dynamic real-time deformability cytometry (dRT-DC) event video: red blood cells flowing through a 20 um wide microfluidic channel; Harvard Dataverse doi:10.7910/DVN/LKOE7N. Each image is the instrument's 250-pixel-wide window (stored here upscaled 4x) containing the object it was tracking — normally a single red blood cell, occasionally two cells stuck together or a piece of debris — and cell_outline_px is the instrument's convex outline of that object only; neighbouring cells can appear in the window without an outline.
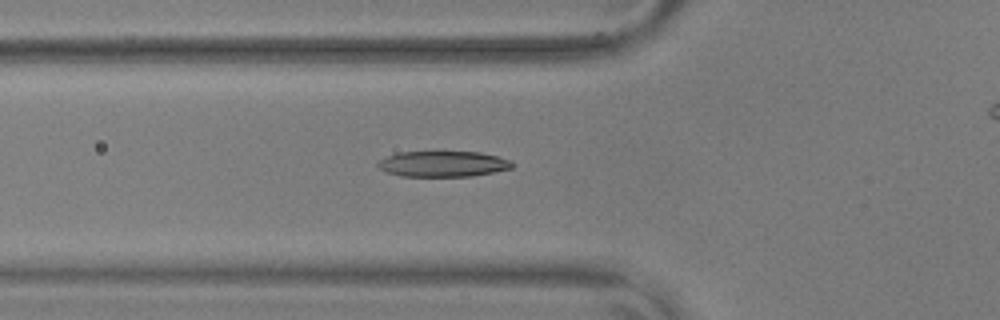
{"species": "common noctule bat (a hibernating species)", "species_latin": "Nyctalus noctula", "temperature_condition": "warm", "stored_images_in_passage": 37, "camera_frame_rate_fps": 3000, "um_per_image_px": 0.085, "animal": {"sex": "male", "body_mass_g": 17.9, "forearm_length_mm": 54.2}, "frame": {"image": 1, "passage_image": 9, "time_ms": 2.667, "image_size_px": [1000, 320], "cell_outline_px": [[512, 168], [472, 176], [400, 176], [388, 172], [380, 168], [376, 164], [380, 160], [388, 156], [400, 152], [480, 152], [512, 160]], "centroid_in_image_um": [37.66, 13.93], "position_along_channel_um": 88.1, "area_um2": 19.88}}
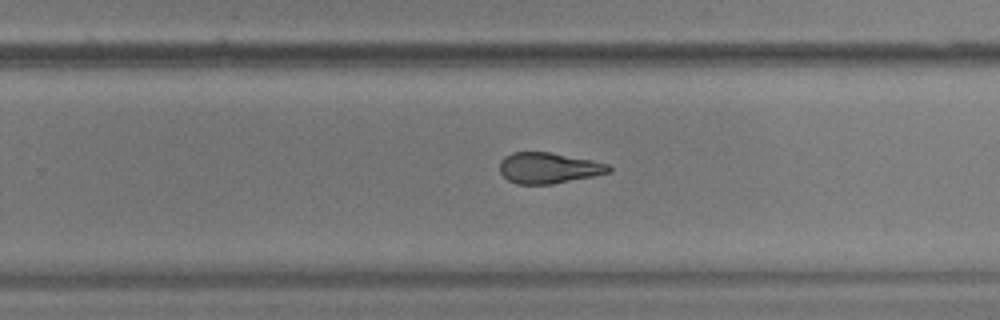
{"frame": {"image": 2, "passage_image": 25, "time_ms": 8.0, "image_size_px": [1000, 320], "cell_outline_px": [[612, 168], [608, 172], [592, 176], [552, 184], [516, 184], [508, 180], [500, 172], [500, 160], [504, 156], [512, 152], [552, 152], [592, 160], [608, 164]], "centroid_in_image_um": [46.59, 14.27], "position_along_channel_um": 283.2, "area_um2": 19.59}}
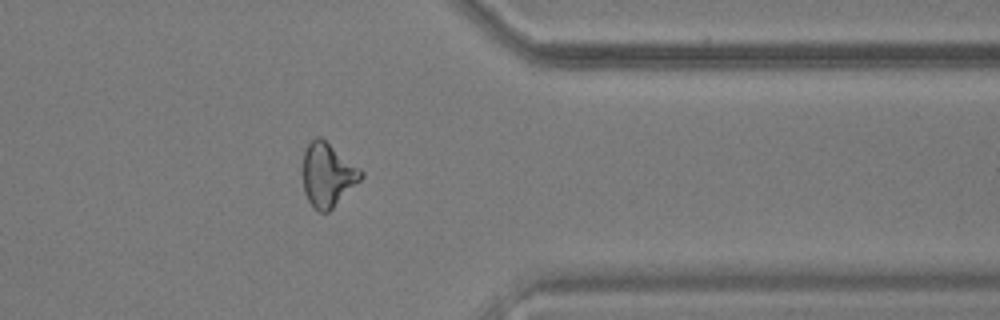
{"frame": {"image": 3, "passage_image": 34, "time_ms": 11.0, "image_size_px": [1000, 320], "cell_outline_px": [[364, 176], [328, 212], [320, 212], [308, 200], [304, 192], [304, 152], [308, 144], [316, 136], [320, 136], [360, 168], [364, 172]], "centroid_in_image_um": [27.86, 14.84], "position_along_channel_um": 383.5, "area_um2": 21.1}, "authors_computed_cell_mechanics": {"area_um2": 20.1144, "velocity_mm_per_s": 3.6466, "shape_relaxation_time_tau1_ms": null, "shape_relaxation_time_tau2_ms": 2.0452, "deformation_change_tau1": null, "deformation_change_tau2": 0.1091}}